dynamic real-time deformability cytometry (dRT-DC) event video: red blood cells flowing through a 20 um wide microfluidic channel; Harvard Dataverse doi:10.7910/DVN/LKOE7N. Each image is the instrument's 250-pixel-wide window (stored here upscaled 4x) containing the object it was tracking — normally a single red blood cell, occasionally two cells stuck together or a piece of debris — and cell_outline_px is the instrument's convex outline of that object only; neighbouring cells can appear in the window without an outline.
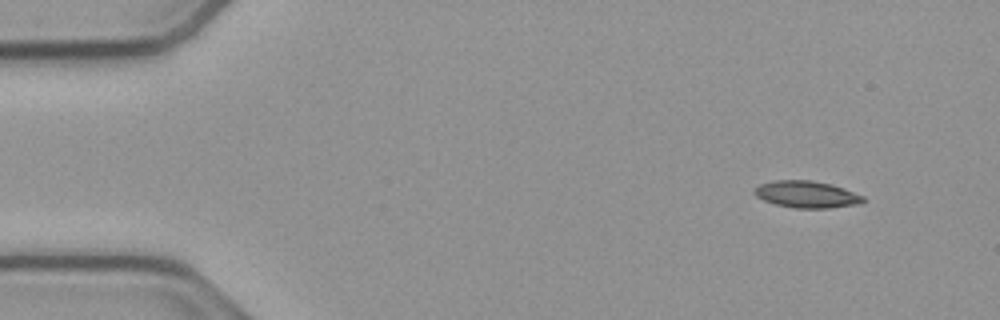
{"species": "common noctule bat (a hibernating species)", "species_latin": "Nyctalus noctula", "temperature_condition": "cold", "stored_images_in_passage": 33, "camera_frame_rate_fps": 3000, "um_per_image_px": 0.085, "animal": {"sex": "male", "body_mass_g": 23.1, "forearm_length_mm": 52.7}, "frame": {"image": 1, "passage_image": 1, "time_ms": 0.0, "image_size_px": [1000, 320], "cell_outline_px": [[868, 200], [860, 204], [828, 208], [792, 208], [776, 204], [764, 200], [756, 196], [752, 192], [760, 184], [772, 180], [812, 180], [832, 184], [844, 188], [864, 196]], "centroid_in_image_um": [68.6, 16.52], "position_along_channel_um": 16.4, "area_um2": 17.22}}
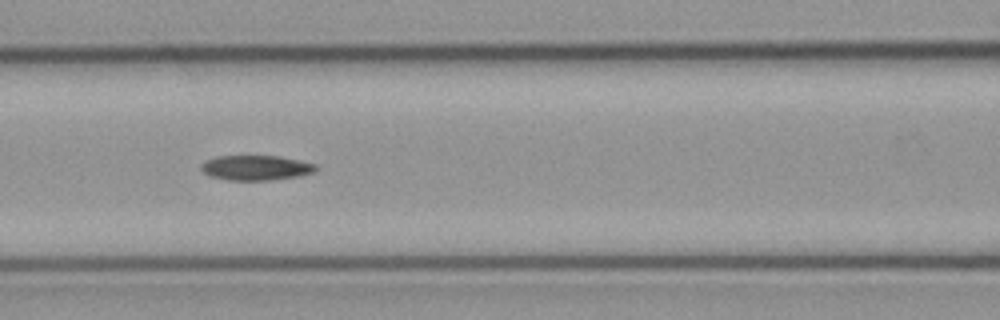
{"frame": {"image": 2, "passage_image": 19, "time_ms": 6.0, "image_size_px": [1000, 320], "cell_outline_px": [[316, 168], [312, 172], [300, 176], [272, 180], [228, 180], [208, 176], [200, 168], [200, 164], [204, 160], [216, 156], [280, 156], [316, 164]], "centroid_in_image_um": [21.69, 14.26], "position_along_channel_um": 144.9, "area_um2": 16.76}}
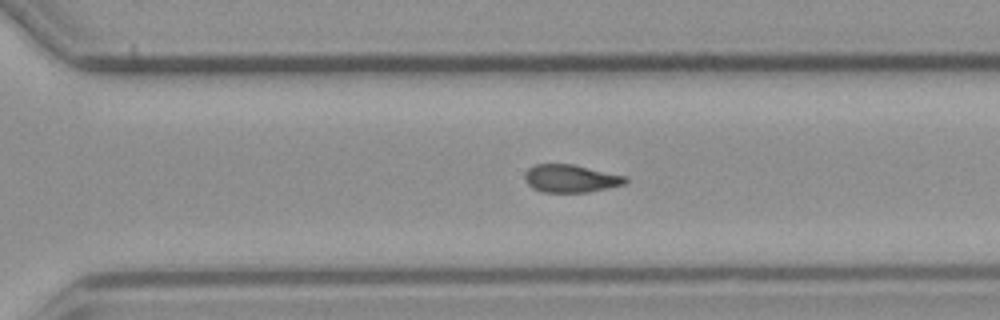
{"frame": {"image": 3, "passage_image": 33, "time_ms": 10.667, "image_size_px": [1000, 320], "cell_outline_px": [[628, 180], [624, 184], [608, 188], [588, 192], [544, 192], [532, 188], [524, 180], [524, 172], [528, 168], [536, 164], [572, 164], [628, 176]], "centroid_in_image_um": [48.51, 15.17], "position_along_channel_um": 322.1, "area_um2": 16.42}}